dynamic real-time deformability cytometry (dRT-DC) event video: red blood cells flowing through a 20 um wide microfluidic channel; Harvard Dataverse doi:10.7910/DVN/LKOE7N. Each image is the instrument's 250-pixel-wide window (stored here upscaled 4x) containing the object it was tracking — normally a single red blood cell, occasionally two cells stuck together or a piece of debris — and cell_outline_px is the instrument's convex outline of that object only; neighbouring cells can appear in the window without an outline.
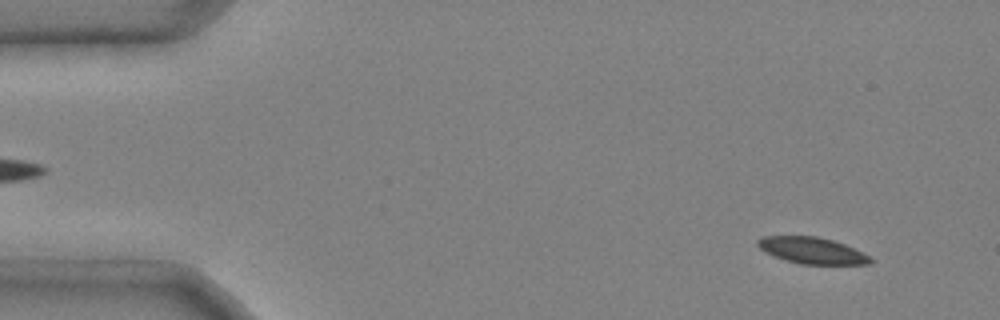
{"species": "common noctule bat (a hibernating species)", "species_latin": "Nyctalus noctula", "temperature_condition": "cold", "stored_images_in_passage": 48, "camera_frame_rate_fps": 3000, "um_per_image_px": 0.085, "animal": {"sex": "male", "body_mass_g": 20.4}, "frame": {"image": 1, "passage_image": 4, "time_ms": 1.0, "image_size_px": [1000, 320], "cell_outline_px": [[872, 264], [800, 264], [784, 260], [760, 248], [756, 244], [756, 240], [764, 236], [816, 236], [832, 240], [844, 244], [868, 256], [872, 260]], "centroid_in_image_um": [68.99, 21.29], "position_along_channel_um": 16.0, "area_um2": 17.05}}
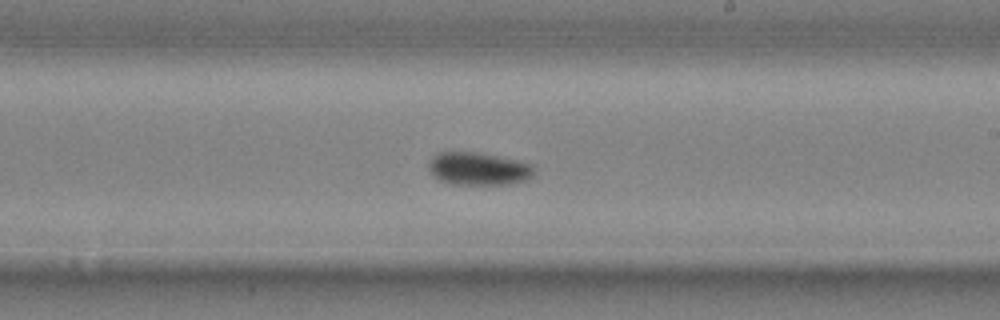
{"frame": {"image": 2, "passage_image": 29, "time_ms": 9.333, "image_size_px": [1000, 320], "cell_outline_px": [[536, 168], [532, 176], [528, 180], [512, 184], [452, 184], [440, 180], [432, 176], [428, 172], [428, 164], [432, 156], [436, 152], [476, 152], [516, 160], [532, 164]], "centroid_in_image_um": [40.65, 14.35], "position_along_channel_um": 248.4, "area_um2": 20.4}}
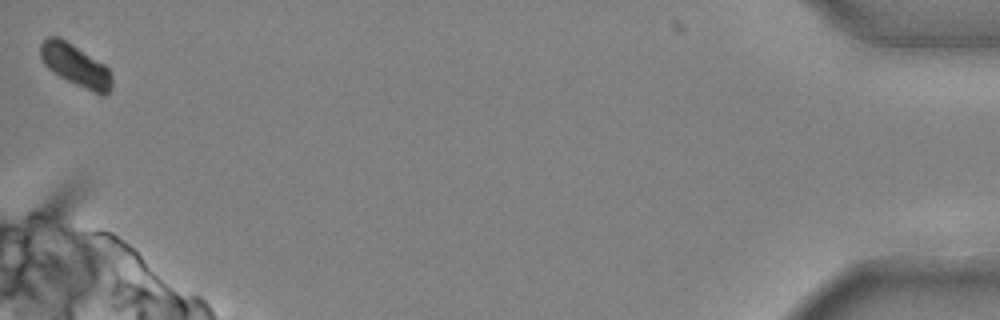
{"frame": {"image": 3, "passage_image": 48, "time_ms": 15.667, "image_size_px": [1000, 320], "cell_outline_px": [[112, 88], [104, 96], [100, 96], [52, 72], [44, 64], [40, 56], [40, 44], [48, 36], [60, 36], [104, 64], [112, 72]], "centroid_in_image_um": [6.44, 5.55], "position_along_channel_um": 428.8, "area_um2": 17.63}, "authors_computed_cell_mechanics": {"area_um2": 19.074, "velocity_mm_per_s": 3.9594, "shape_relaxation_time_tau1_ms": 4.5311, "shape_relaxation_time_tau2_ms": null, "deformation_change_tau1": 0.1177, "deformation_change_tau2": null}}